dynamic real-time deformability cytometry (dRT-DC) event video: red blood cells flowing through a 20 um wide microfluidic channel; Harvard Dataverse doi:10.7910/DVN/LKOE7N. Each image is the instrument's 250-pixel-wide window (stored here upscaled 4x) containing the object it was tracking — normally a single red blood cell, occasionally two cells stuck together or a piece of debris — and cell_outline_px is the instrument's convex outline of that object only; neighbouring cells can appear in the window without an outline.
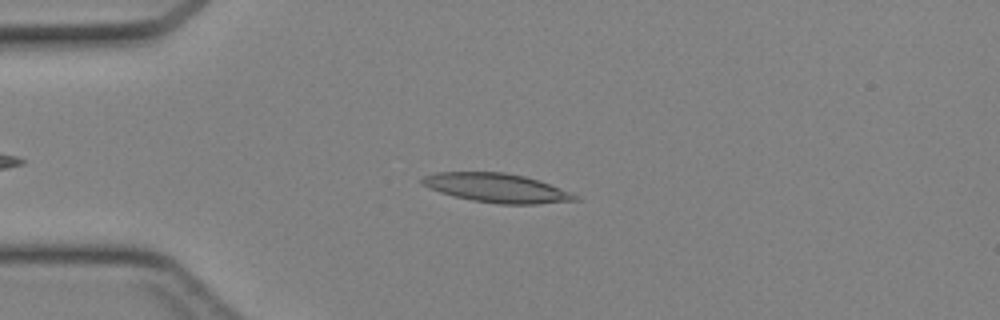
{"species": "Egyptian fruit bat (a non-hibernating species)", "species_latin": "Rousettus aegyptiacus", "temperature_condition": "cold", "stored_images_in_passage": 4, "camera_frame_rate_fps": 3000, "um_per_image_px": 0.085, "animal": {"sex": "female"}, "frame": {"image": 1, "passage_image": 4, "time_ms": 1.0, "image_size_px": [1000, 320], "cell_outline_px": [[580, 200], [536, 204], [500, 204], [472, 200], [440, 192], [420, 184], [420, 176], [436, 172], [504, 172], [524, 176], [572, 192], [580, 196]], "centroid_in_image_um": [42.2, 15.97], "position_along_channel_um": 42.8, "area_um2": 25.84}}